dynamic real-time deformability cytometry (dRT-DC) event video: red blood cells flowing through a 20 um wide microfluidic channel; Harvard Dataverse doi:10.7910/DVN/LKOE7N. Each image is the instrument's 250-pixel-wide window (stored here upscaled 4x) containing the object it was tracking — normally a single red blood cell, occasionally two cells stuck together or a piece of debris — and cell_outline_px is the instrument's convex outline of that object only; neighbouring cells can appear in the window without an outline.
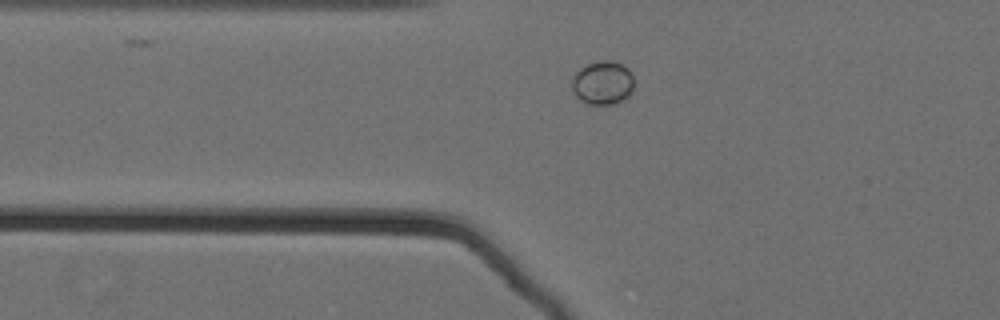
{"species": "Egyptian fruit bat (a non-hibernating species)", "species_latin": "Rousettus aegyptiacus", "temperature_condition": "cold", "stored_images_in_passage": 38, "camera_frame_rate_fps": 3000, "um_per_image_px": 0.085, "animal": {"sex": "female"}, "frame": {"image": 1, "passage_image": 2, "time_ms": 0.333, "image_size_px": [1000, 320], "cell_outline_px": [[632, 92], [628, 96], [612, 104], [588, 104], [580, 100], [576, 96], [572, 88], [572, 76], [580, 68], [588, 64], [600, 60], [612, 60], [628, 68], [632, 72]], "centroid_in_image_um": [51.21, 7.02], "position_along_channel_um": 74.6, "area_um2": 15.72}}
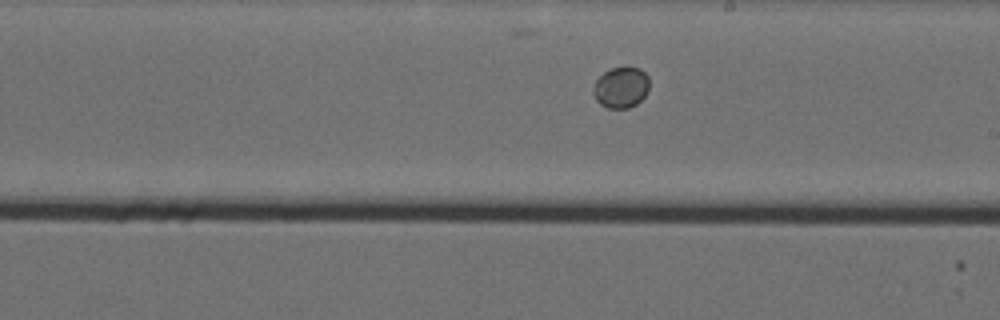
{"frame": {"image": 2, "passage_image": 16, "time_ms": 5.0, "image_size_px": [1000, 320], "cell_outline_px": [[648, 92], [636, 104], [628, 108], [608, 108], [600, 104], [596, 100], [596, 80], [604, 72], [612, 68], [640, 68], [648, 76]], "centroid_in_image_um": [52.83, 7.44], "position_along_channel_um": 236.2, "area_um2": 12.95}}
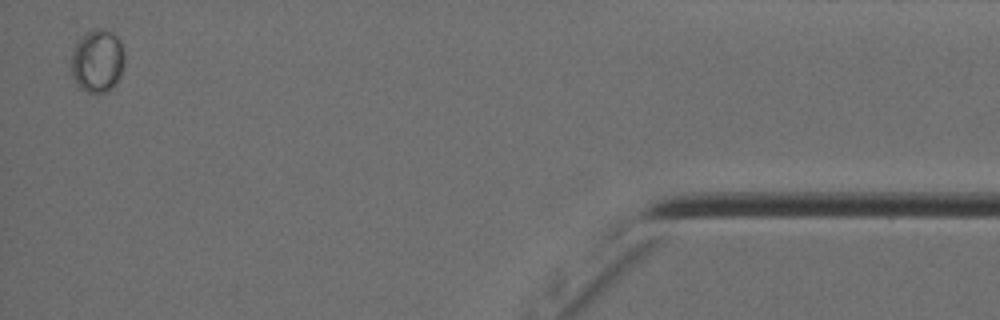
{"frame": {"image": 3, "passage_image": 37, "time_ms": 12.0, "image_size_px": [1000, 320], "cell_outline_px": [[124, 64], [120, 76], [116, 84], [108, 92], [88, 92], [80, 88], [72, 76], [72, 52], [76, 44], [88, 32], [96, 28], [112, 32], [120, 40], [124, 48]], "centroid_in_image_um": [8.32, 5.2], "position_along_channel_um": 426.9, "area_um2": 19.42}}